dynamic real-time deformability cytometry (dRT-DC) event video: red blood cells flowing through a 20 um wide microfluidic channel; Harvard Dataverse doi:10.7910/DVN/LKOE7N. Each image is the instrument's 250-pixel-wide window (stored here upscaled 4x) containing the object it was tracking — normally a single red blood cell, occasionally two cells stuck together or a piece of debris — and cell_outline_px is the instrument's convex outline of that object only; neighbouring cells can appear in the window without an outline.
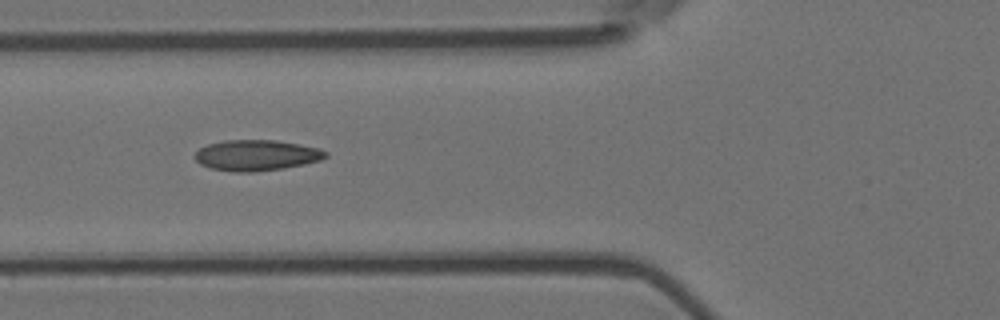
{"species": "Egyptian fruit bat (a non-hibernating species)", "species_latin": "Rousettus aegyptiacus", "temperature_condition": "room temperature", "stored_images_in_passage": 10, "camera_frame_rate_fps": 3000, "um_per_image_px": 0.085, "animal": {"sex": "female"}, "frame": {"image": 1, "passage_image": 6, "time_ms": 1.667, "image_size_px": [1000, 320], "cell_outline_px": [[328, 156], [320, 160], [304, 164], [284, 168], [256, 172], [232, 172], [212, 168], [200, 164], [192, 156], [200, 148], [208, 144], [224, 140], [276, 140], [300, 144], [320, 148], [328, 152]], "centroid_in_image_um": [21.81, 13.2], "position_along_channel_um": 104.0, "area_um2": 23.64}}
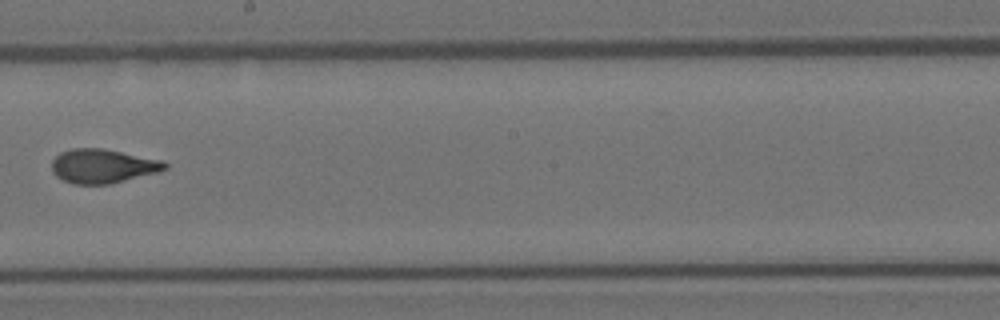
{"frame": {"image": 2, "passage_image": 9, "time_ms": 2.667, "image_size_px": [1000, 320], "cell_outline_px": [[168, 168], [156, 172], [108, 184], [72, 184], [56, 176], [52, 172], [52, 160], [60, 152], [72, 148], [100, 148], [164, 160], [168, 164]], "centroid_in_image_um": [8.71, 14.11], "position_along_channel_um": 239.5, "area_um2": 22.31}}
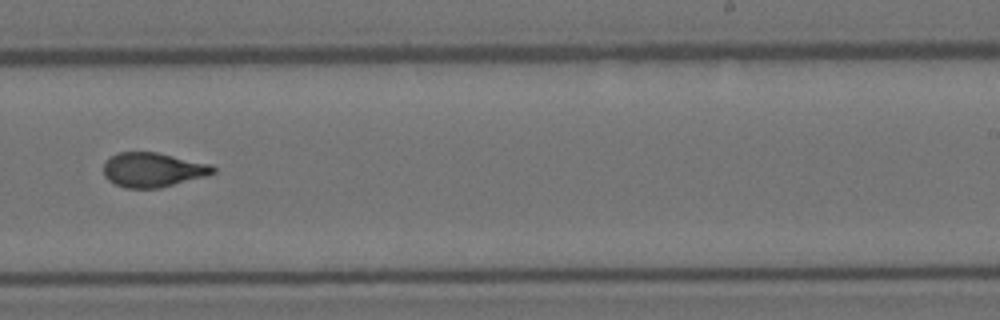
{"frame": {"image": 3, "passage_image": 10, "time_ms": 3.0, "image_size_px": [1000, 320], "cell_outline_px": [[216, 172], [204, 176], [160, 188], [124, 188], [108, 180], [104, 176], [104, 164], [112, 156], [120, 152], [156, 152], [212, 164], [216, 168]], "centroid_in_image_um": [13.0, 14.43], "position_along_channel_um": 276.0, "area_um2": 21.85}}